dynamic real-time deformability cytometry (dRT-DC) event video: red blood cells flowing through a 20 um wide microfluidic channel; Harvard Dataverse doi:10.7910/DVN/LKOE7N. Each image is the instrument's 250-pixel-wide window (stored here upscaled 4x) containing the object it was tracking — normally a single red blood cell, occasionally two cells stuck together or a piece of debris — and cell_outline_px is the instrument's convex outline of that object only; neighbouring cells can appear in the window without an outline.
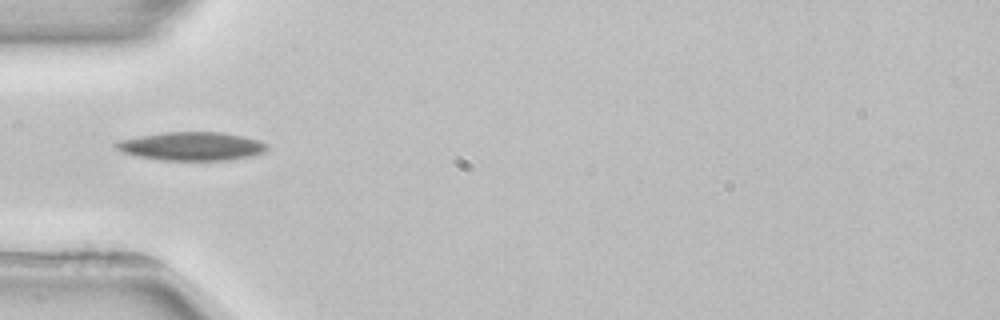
{"species": "common noctule bat (a hibernating species)", "species_latin": "Nyctalus noctula", "temperature_condition": "room temperature", "stored_images_in_passage": 4, "camera_frame_rate_fps": 3000, "um_per_image_px": 0.085, "animal": {"sex": "female", "body_mass_g": 22.7, "forearm_length_mm": 54.2}, "frame": {"image": 1, "passage_image": 4, "time_ms": 4.667, "image_size_px": [1000, 320], "cell_outline_px": [[268, 148], [260, 152], [248, 156], [228, 160], [164, 160], [136, 156], [124, 152], [116, 148], [112, 144], [116, 140], [164, 132], [220, 132], [240, 136], [256, 140], [268, 144]], "centroid_in_image_um": [16.2, 12.42], "position_along_channel_um": 68.8, "area_um2": 24.74}}